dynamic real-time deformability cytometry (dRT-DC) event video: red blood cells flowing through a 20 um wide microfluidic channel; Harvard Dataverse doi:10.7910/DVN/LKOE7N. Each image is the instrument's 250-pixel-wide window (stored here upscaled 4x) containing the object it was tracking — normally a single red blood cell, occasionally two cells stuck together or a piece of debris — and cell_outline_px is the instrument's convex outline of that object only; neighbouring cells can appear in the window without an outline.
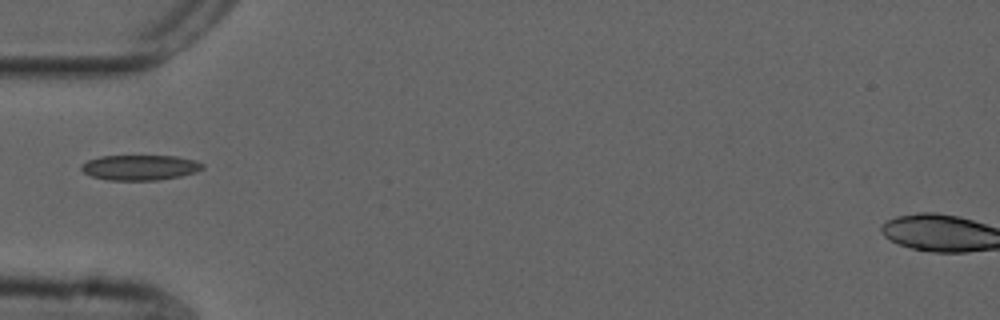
{"species": "common noctule bat (a hibernating species)", "species_latin": "Nyctalus noctula", "temperature_condition": "cold", "stored_images_in_passage": 38, "camera_frame_rate_fps": 3000, "um_per_image_px": 0.085, "animal": {"sex": "male", "forearm_length_mm": 52.5}, "frame": {"image": 1, "passage_image": 1, "time_ms": 0.0, "image_size_px": [1000, 320], "cell_outline_px": [[204, 168], [196, 172], [180, 176], [156, 180], [108, 180], [92, 176], [84, 172], [80, 168], [80, 164], [88, 160], [100, 156], [176, 156], [196, 160], [204, 164]], "centroid_in_image_um": [11.9, 14.23], "position_along_channel_um": 73.1, "area_um2": 17.86}}
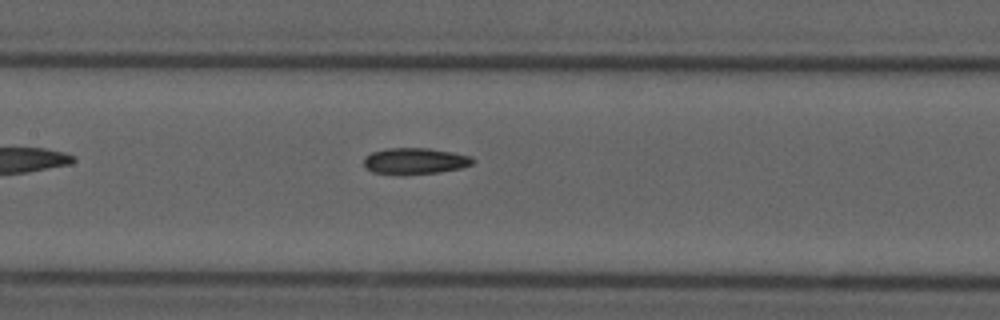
{"frame": {"image": 2, "passage_image": 9, "time_ms": 2.667, "image_size_px": [1000, 320], "cell_outline_px": [[476, 160], [472, 164], [460, 168], [440, 172], [372, 172], [364, 164], [364, 156], [372, 152], [384, 148], [428, 148], [452, 152], [472, 156]], "centroid_in_image_um": [35.32, 13.63], "position_along_channel_um": 172.1, "area_um2": 16.07}}
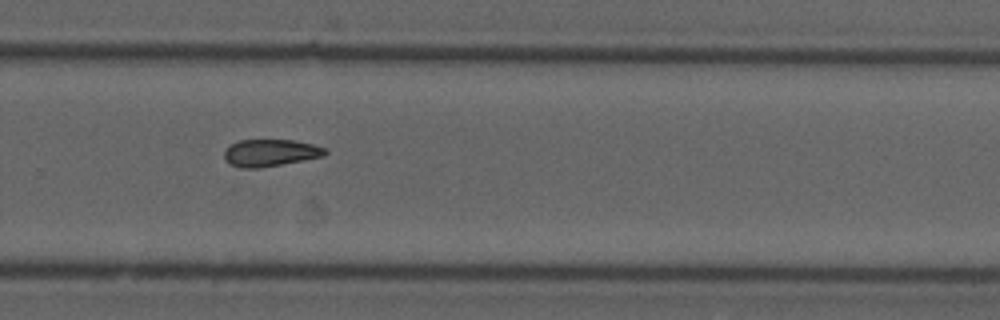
{"frame": {"image": 3, "passage_image": 20, "time_ms": 6.333, "image_size_px": [1000, 320], "cell_outline_px": [[328, 152], [324, 156], [260, 168], [240, 168], [228, 164], [224, 160], [224, 148], [240, 140], [292, 140], [312, 144], [328, 148]], "centroid_in_image_um": [22.95, 12.99], "position_along_channel_um": 306.8, "area_um2": 16.07}}